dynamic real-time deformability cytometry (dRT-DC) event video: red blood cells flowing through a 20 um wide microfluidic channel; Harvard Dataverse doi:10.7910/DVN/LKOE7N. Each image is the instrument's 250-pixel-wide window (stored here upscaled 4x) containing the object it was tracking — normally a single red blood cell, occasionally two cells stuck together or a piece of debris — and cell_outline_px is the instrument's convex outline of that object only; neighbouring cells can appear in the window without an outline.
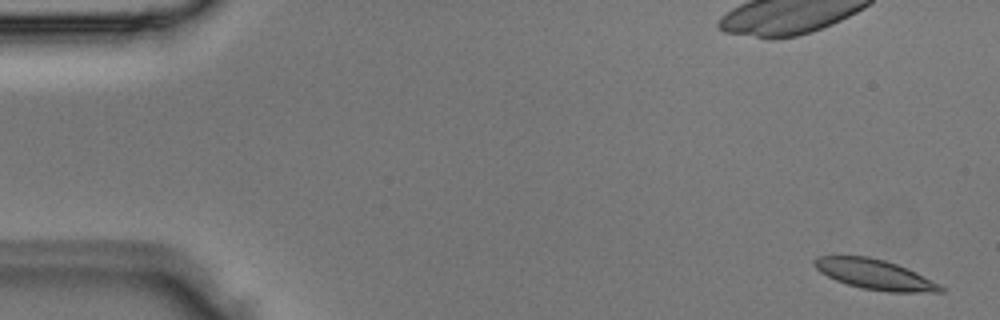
{"species": "Egyptian fruit bat (a non-hibernating species)", "species_latin": "Rousettus aegyptiacus", "temperature_condition": "room temperature", "stored_images_in_passage": 2, "camera_frame_rate_fps": 3000, "um_per_image_px": 0.085, "animal": {"sex": "male"}, "frame": {"image": 1, "passage_image": 1, "time_ms": 0.0, "image_size_px": [1000, 320], "cell_outline_px": [[948, 288], [944, 292], [888, 292], [860, 288], [836, 280], [820, 272], [812, 264], [812, 260], [816, 256], [868, 256], [884, 260], [896, 264], [916, 272]], "centroid_in_image_um": [74.37, 23.33], "position_along_channel_um": 10.6, "area_um2": 22.2}}